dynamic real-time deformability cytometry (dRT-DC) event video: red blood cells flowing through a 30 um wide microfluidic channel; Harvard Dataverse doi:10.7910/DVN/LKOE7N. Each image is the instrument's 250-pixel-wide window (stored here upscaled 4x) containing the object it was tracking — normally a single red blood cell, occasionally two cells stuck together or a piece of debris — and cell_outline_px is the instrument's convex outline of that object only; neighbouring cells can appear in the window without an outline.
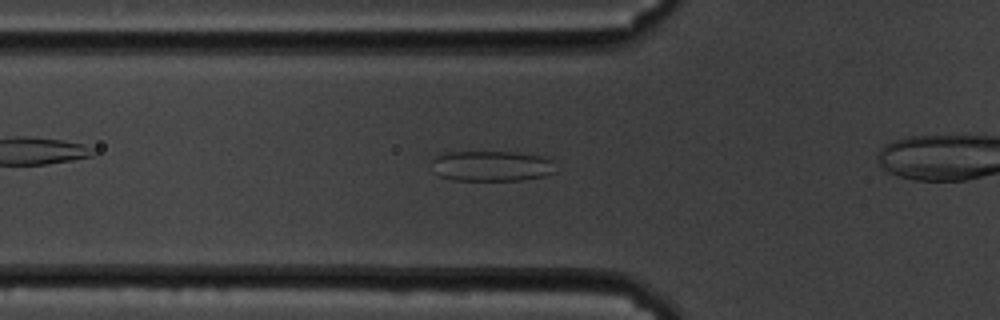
{"species": "common noctule bat (a hibernating species)", "species_latin": "Nyctalus noctula", "temperature_condition": "cold", "stored_images_in_passage": 49, "camera_frame_rate_fps": 3000, "um_per_image_px": 0.085, "animal": {"sex": "male", "body_mass_g": 19.5, "forearm_length_mm": 54.6}, "frame": {"image": 1, "passage_image": 19, "time_ms": 6.0, "image_size_px": [1000, 320], "cell_outline_px": [[556, 172], [544, 176], [520, 180], [452, 180], [440, 176], [432, 172], [432, 160], [436, 156], [448, 148], [520, 152], [540, 156], [552, 160]], "centroid_in_image_um": [41.66, 14.04], "position_along_channel_um": 84.1, "area_um2": 23.35}}
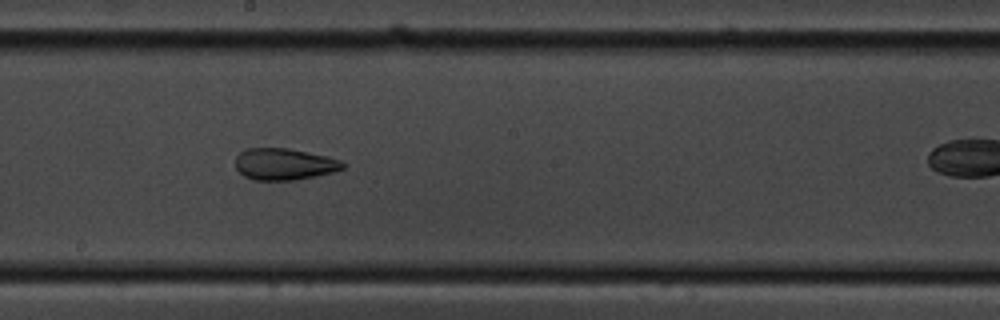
{"frame": {"image": 2, "passage_image": 31, "time_ms": 10.0, "image_size_px": [1000, 320], "cell_outline_px": [[344, 168], [336, 172], [296, 180], [256, 180], [244, 176], [236, 168], [236, 156], [244, 148], [288, 148], [328, 156], [340, 160], [344, 164]], "centroid_in_image_um": [24.17, 13.95], "position_along_channel_um": 224.0, "area_um2": 19.94}}
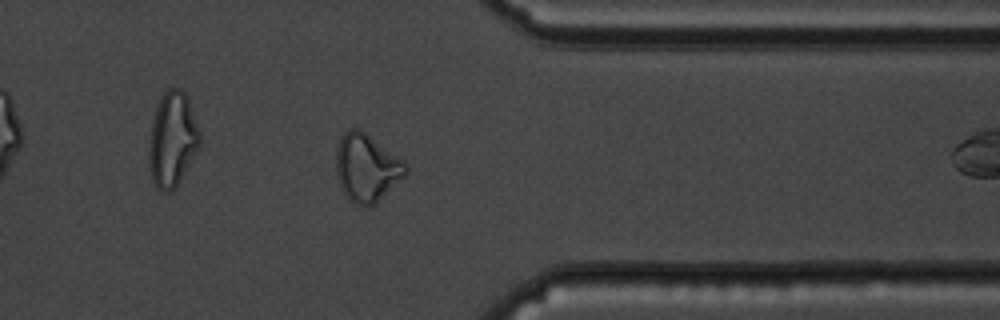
{"frame": {"image": 3, "passage_image": 45, "time_ms": 14.667, "image_size_px": [1000, 320], "cell_outline_px": [[408, 172], [376, 204], [368, 208], [360, 208], [340, 188], [336, 176], [336, 152], [340, 140], [344, 132], [348, 128], [360, 128], [404, 160], [408, 164]], "centroid_in_image_um": [31.18, 14.27], "position_along_channel_um": 380.2, "area_um2": 27.8}, "authors_computed_cell_mechanics": {"area_um2": 24.1604, "velocity_mm_per_s": 3.4902, "shape_relaxation_time_tau1_ms": null, "shape_relaxation_time_tau2_ms": 2.5636, "deformation_change_tau1": null, "deformation_change_tau2": 0.0646}}